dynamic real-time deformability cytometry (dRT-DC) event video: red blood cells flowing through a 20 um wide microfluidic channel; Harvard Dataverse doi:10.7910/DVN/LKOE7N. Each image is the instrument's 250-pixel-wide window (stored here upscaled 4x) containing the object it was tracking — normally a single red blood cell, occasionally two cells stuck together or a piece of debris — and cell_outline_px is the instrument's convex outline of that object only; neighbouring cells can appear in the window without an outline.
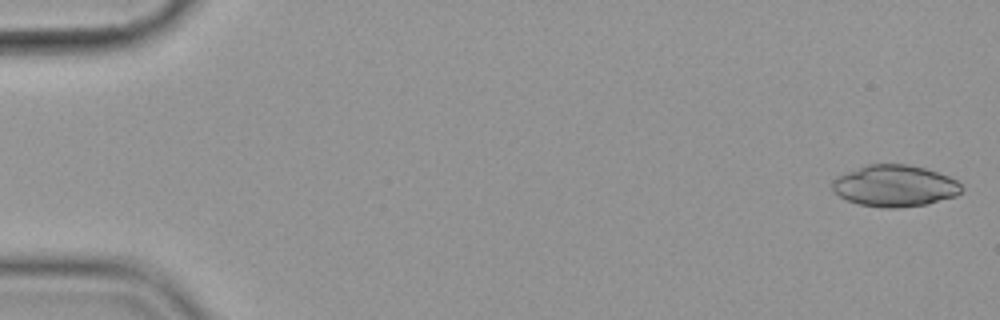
{"species": "common noctule bat (a hibernating species)", "species_latin": "Nyctalus noctula", "temperature_condition": "cold", "stored_images_in_passage": 57, "camera_frame_rate_fps": 3000, "um_per_image_px": 0.085, "animal": {"sex": "female", "body_mass_g": 19.9}, "frame": {"image": 1, "passage_image": 2, "time_ms": 0.333, "image_size_px": [1000, 320], "cell_outline_px": [[964, 188], [956, 196], [928, 204], [896, 208], [880, 208], [860, 204], [848, 200], [832, 192], [832, 180], [836, 176], [868, 164], [908, 164], [924, 168], [948, 176], [956, 180]], "centroid_in_image_um": [76.04, 15.8], "position_along_channel_um": 9.0, "area_um2": 31.39}}
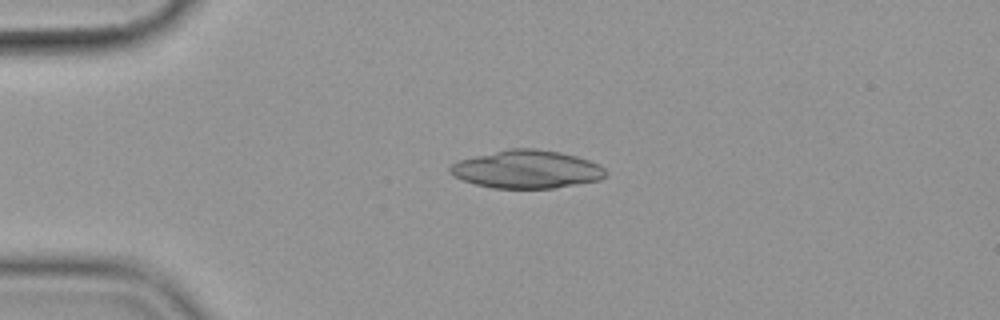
{"frame": {"image": 2, "passage_image": 14, "time_ms": 4.333, "image_size_px": [1000, 320], "cell_outline_px": [[608, 172], [600, 180], [552, 188], [492, 188], [476, 184], [452, 176], [448, 172], [448, 168], [456, 160], [508, 148], [536, 148], [560, 152], [576, 156], [588, 160], [604, 168]], "centroid_in_image_um": [44.72, 14.38], "position_along_channel_um": 40.3, "area_um2": 34.56}}